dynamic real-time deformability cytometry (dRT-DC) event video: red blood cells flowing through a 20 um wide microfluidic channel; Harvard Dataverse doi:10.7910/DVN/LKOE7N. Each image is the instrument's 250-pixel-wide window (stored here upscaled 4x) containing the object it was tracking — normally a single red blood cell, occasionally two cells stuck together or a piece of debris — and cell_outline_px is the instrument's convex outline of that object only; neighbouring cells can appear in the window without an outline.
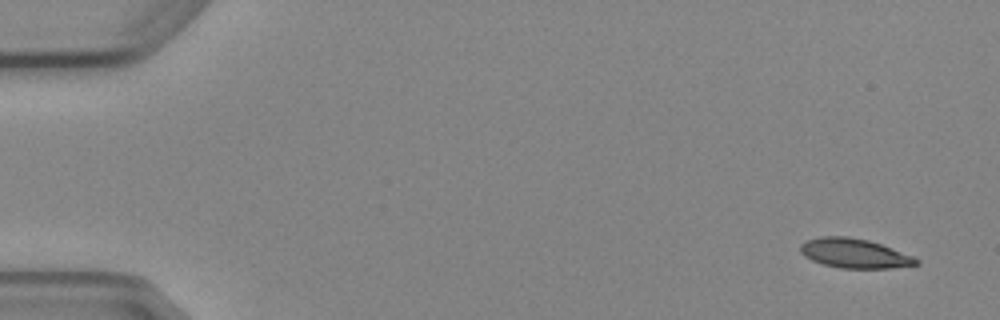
{"species": "Egyptian fruit bat (a non-hibernating species)", "species_latin": "Rousettus aegyptiacus", "temperature_condition": "cold", "stored_images_in_passage": 4, "camera_frame_rate_fps": 3000, "um_per_image_px": 0.085, "animal": {"sex": "female"}, "frame": {"image": 1, "passage_image": 1, "time_ms": 0.0, "image_size_px": [1000, 320], "cell_outline_px": [[920, 264], [892, 268], [840, 268], [824, 264], [812, 260], [804, 256], [800, 252], [800, 244], [808, 240], [820, 236], [848, 236], [868, 240], [880, 244], [912, 256], [920, 260]], "centroid_in_image_um": [72.61, 21.53], "position_along_channel_um": 12.4, "area_um2": 19.77}}